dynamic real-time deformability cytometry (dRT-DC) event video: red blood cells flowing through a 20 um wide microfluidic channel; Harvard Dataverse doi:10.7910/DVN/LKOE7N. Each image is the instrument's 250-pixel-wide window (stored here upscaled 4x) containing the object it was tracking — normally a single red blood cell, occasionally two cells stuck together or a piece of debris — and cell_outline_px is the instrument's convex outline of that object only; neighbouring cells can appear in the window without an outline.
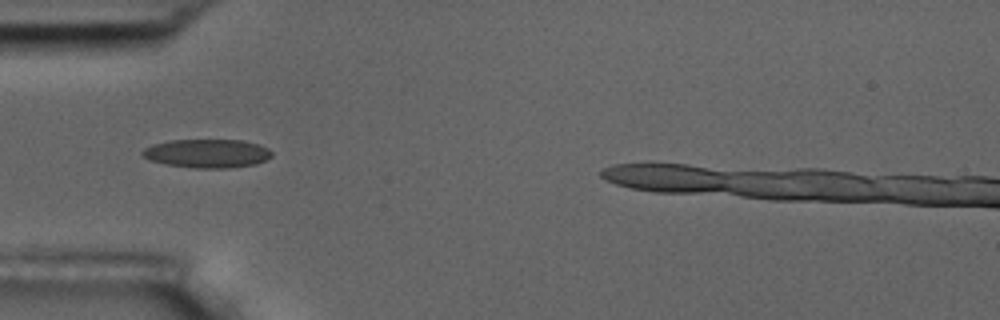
{"species": "common noctule bat (a hibernating species)", "species_latin": "Nyctalus noctula", "temperature_condition": "room temperature", "stored_images_in_passage": 7, "camera_frame_rate_fps": 3000, "um_per_image_px": 0.085, "animal": {"sex": "male", "body_mass_g": 17.5, "forearm_length_mm": 52.3}, "frame": {"image": 1, "passage_image": 5, "time_ms": 5.333, "image_size_px": [1000, 320], "cell_outline_px": [[272, 156], [256, 164], [228, 168], [192, 168], [168, 164], [148, 160], [140, 152], [144, 148], [152, 144], [172, 140], [244, 140], [260, 144], [268, 148], [272, 152]], "centroid_in_image_um": [17.62, 13.04], "position_along_channel_um": 67.4, "area_um2": 21.68}}